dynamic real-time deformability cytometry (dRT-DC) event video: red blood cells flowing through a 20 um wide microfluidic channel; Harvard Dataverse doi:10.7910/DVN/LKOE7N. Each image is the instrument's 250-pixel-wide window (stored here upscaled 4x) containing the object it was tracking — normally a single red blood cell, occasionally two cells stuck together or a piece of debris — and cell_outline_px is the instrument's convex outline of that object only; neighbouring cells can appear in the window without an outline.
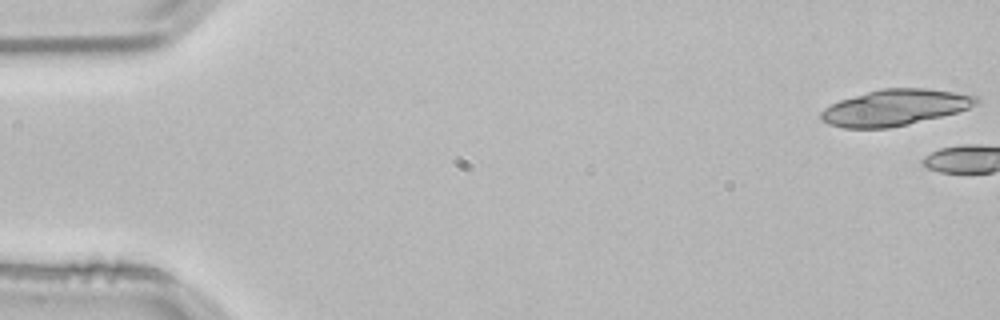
{"species": "common noctule bat (a hibernating species)", "species_latin": "Nyctalus noctula", "temperature_condition": "room temperature", "stored_images_in_passage": 3, "camera_frame_rate_fps": 3000, "um_per_image_px": 0.085, "animal": {"sex": "male", "body_mass_g": 21.5, "forearm_length_mm": 52.0}, "frame": {"image": 1, "passage_image": 1, "time_ms": 0.0, "image_size_px": [1000, 320], "cell_outline_px": [[980, 104], [956, 112], [908, 124], [888, 128], [844, 128], [828, 124], [820, 120], [820, 112], [824, 108], [840, 100], [880, 88], [928, 88], [980, 96]], "centroid_in_image_um": [76.08, 9.13], "position_along_channel_um": 8.9, "area_um2": 32.71}}